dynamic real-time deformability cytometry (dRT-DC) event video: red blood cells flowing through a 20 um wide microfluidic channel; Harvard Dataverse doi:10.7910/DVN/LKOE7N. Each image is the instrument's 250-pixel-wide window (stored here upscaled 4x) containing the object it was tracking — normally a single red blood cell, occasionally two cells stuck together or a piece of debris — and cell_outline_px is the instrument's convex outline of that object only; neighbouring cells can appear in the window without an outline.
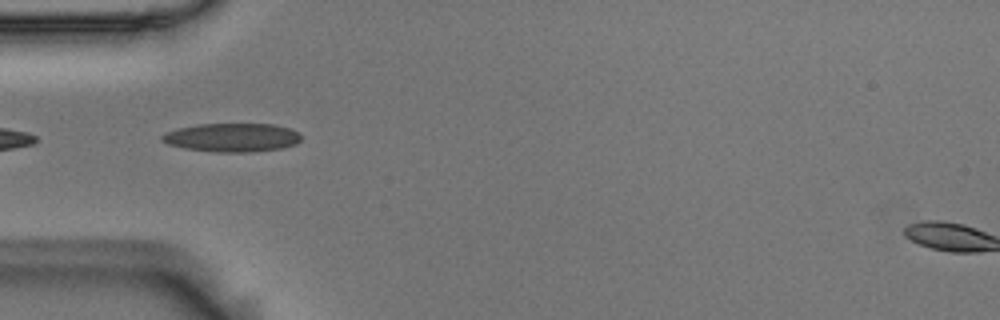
{"species": "Egyptian fruit bat (a non-hibernating species)", "species_latin": "Rousettus aegyptiacus", "temperature_condition": "room temperature", "stored_images_in_passage": 8, "camera_frame_rate_fps": 3000, "um_per_image_px": 0.085, "animal": {"sex": "male"}, "frame": {"image": 1, "passage_image": 4, "time_ms": 1.0, "image_size_px": [1000, 320], "cell_outline_px": [[300, 140], [296, 144], [280, 148], [252, 152], [216, 152], [184, 148], [168, 144], [160, 140], [160, 136], [168, 132], [180, 128], [196, 124], [272, 124], [288, 128], [300, 132]], "centroid_in_image_um": [19.73, 11.69], "position_along_channel_um": 65.3, "area_um2": 23.12}}
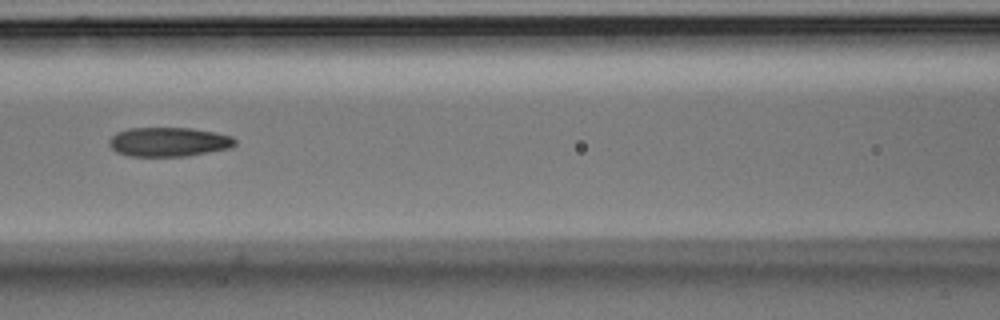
{"frame": {"image": 2, "passage_image": 6, "time_ms": 1.667, "image_size_px": [1000, 320], "cell_outline_px": [[236, 144], [228, 148], [188, 156], [128, 156], [116, 152], [108, 144], [108, 140], [116, 132], [128, 128], [192, 128], [216, 132], [232, 136], [236, 140]], "centroid_in_image_um": [14.32, 12.06], "position_along_channel_um": 152.3, "area_um2": 21.56}}
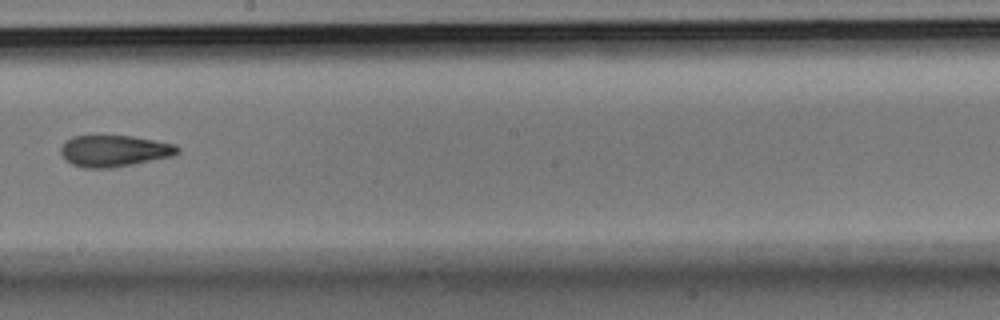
{"frame": {"image": 3, "passage_image": 8, "time_ms": 2.333, "image_size_px": [1000, 320], "cell_outline_px": [[180, 152], [172, 156], [132, 164], [108, 168], [84, 168], [72, 164], [60, 152], [60, 148], [64, 140], [72, 136], [132, 136], [156, 140], [176, 144], [180, 148]], "centroid_in_image_um": [9.72, 12.81], "position_along_channel_um": 238.5, "area_um2": 21.39}}